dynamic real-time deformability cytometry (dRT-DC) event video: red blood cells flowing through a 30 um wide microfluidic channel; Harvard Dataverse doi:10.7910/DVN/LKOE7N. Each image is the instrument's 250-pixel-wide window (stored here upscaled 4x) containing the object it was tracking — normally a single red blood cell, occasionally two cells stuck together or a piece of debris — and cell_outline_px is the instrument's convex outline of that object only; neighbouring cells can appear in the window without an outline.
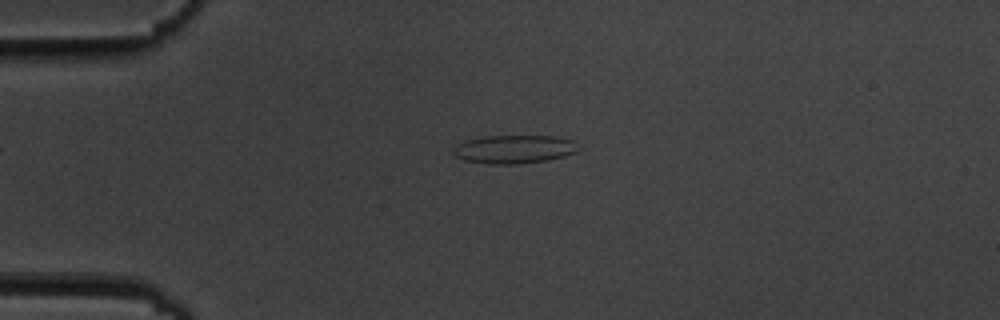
{"species": "common noctule bat (a hibernating species)", "species_latin": "Nyctalus noctula", "temperature_condition": "cold", "stored_images_in_passage": 5, "camera_frame_rate_fps": 3000, "um_per_image_px": 0.085, "animal": {"sex": "male", "body_mass_g": 19.5, "forearm_length_mm": 54.6}, "frame": {"image": 1, "passage_image": 3, "time_ms": 2.333, "image_size_px": [1000, 320], "cell_outline_px": [[580, 148], [576, 152], [564, 156], [548, 160], [516, 164], [488, 164], [464, 160], [456, 156], [452, 152], [452, 148], [456, 144], [464, 140], [484, 136], [556, 136], [572, 140]], "centroid_in_image_um": [43.67, 12.68], "position_along_channel_um": 41.3, "area_um2": 20.87}}